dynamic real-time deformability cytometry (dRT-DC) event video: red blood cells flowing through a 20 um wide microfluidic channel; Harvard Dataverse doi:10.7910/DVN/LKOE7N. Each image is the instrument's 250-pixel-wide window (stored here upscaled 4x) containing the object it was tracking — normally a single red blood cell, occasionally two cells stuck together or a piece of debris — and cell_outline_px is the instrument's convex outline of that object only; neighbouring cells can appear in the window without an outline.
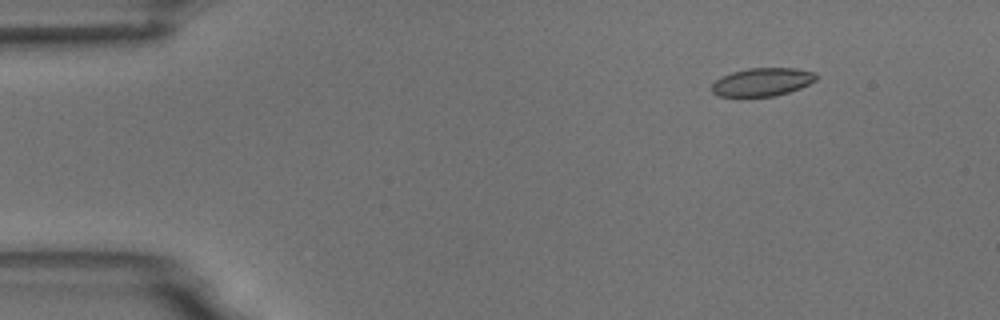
{"species": "common noctule bat (a hibernating species)", "species_latin": "Nyctalus noctula", "temperature_condition": "room temperature", "stored_images_in_passage": 8, "camera_frame_rate_fps": 3000, "um_per_image_px": 0.085, "animal": {"sex": "male", "body_mass_g": 18.8}, "frame": {"image": 1, "passage_image": 2, "time_ms": 1.0, "image_size_px": [1000, 320], "cell_outline_px": [[816, 80], [800, 88], [776, 96], [720, 96], [712, 92], [712, 84], [720, 76], [732, 72], [748, 68], [796, 68], [816, 72]], "centroid_in_image_um": [64.79, 6.96], "position_along_channel_um": 20.2, "area_um2": 17.11}}
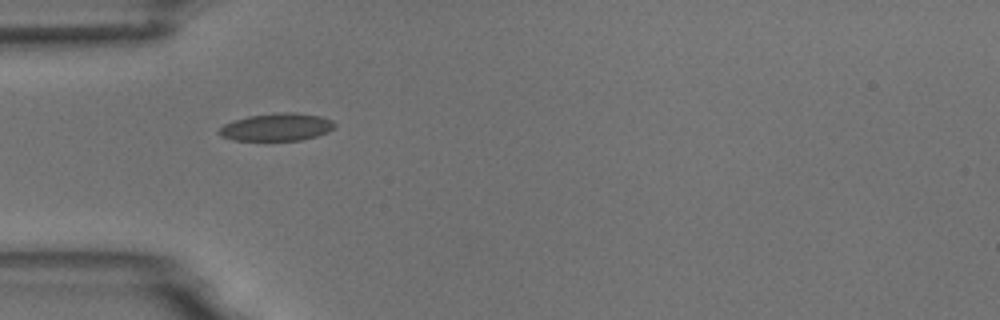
{"frame": {"image": 2, "passage_image": 5, "time_ms": 4.333, "image_size_px": [1000, 320], "cell_outline_px": [[336, 124], [328, 132], [316, 136], [300, 140], [236, 140], [220, 136], [216, 132], [224, 124], [248, 116], [280, 112], [292, 112], [320, 116], [332, 120]], "centroid_in_image_um": [23.51, 10.8], "position_along_channel_um": 61.5, "area_um2": 18.44}}